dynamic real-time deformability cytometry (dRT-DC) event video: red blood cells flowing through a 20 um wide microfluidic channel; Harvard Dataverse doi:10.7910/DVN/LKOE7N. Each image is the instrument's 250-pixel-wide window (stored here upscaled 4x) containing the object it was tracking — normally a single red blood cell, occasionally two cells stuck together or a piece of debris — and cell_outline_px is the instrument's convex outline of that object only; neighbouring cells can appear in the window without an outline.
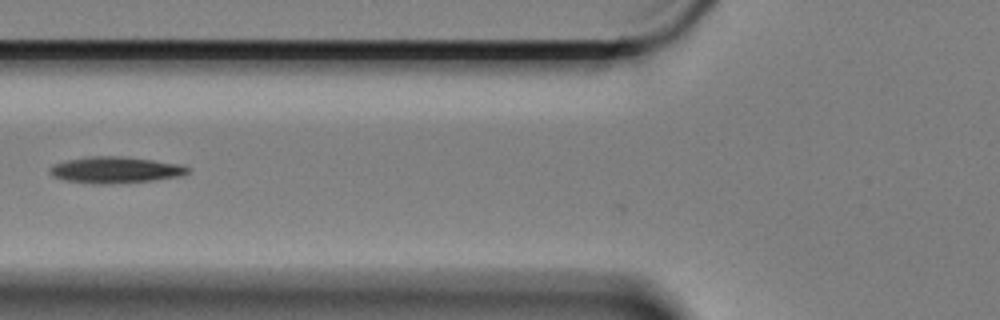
{"species": "Egyptian fruit bat (a non-hibernating species)", "species_latin": "Rousettus aegyptiacus", "temperature_condition": "cold", "stored_images_in_passage": 3, "camera_frame_rate_fps": 3000, "um_per_image_px": 0.085, "animal": {"sex": "female"}, "frame": {"image": 1, "passage_image": 2, "time_ms": 0.333, "image_size_px": [1000, 320], "cell_outline_px": [[192, 168], [184, 176], [152, 180], [108, 184], [92, 184], [64, 180], [52, 176], [48, 172], [48, 168], [52, 164], [64, 160], [88, 156], [124, 156], [180, 164]], "centroid_in_image_um": [9.76, 14.44], "position_along_channel_um": 116.0, "area_um2": 21.56}}